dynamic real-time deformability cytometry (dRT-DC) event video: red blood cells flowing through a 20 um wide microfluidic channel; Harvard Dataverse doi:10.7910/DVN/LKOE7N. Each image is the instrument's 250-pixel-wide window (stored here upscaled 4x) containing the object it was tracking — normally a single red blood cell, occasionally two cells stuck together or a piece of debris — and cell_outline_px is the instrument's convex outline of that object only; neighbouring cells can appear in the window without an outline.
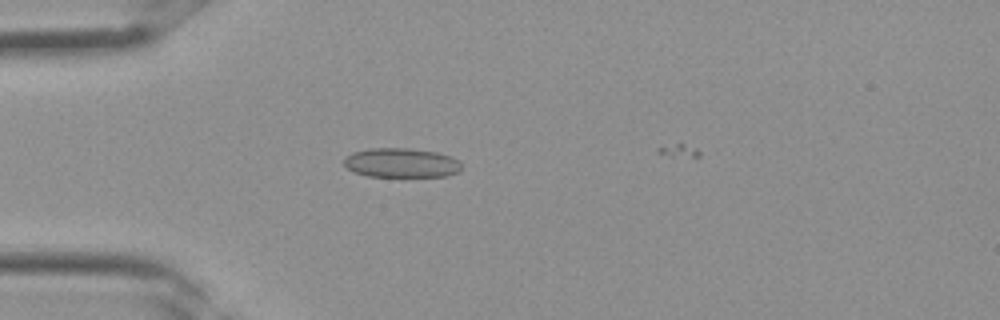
{"species": "Egyptian fruit bat (a non-hibernating species)", "species_latin": "Rousettus aegyptiacus", "temperature_condition": "room temperature", "stored_images_in_passage": 10, "camera_frame_rate_fps": 3000, "um_per_image_px": 0.085, "frame": {"image": 1, "passage_image": 9, "time_ms": 2.667, "image_size_px": [1000, 320], "cell_outline_px": [[460, 172], [444, 176], [368, 176], [352, 172], [344, 164], [344, 156], [352, 152], [372, 148], [408, 148], [436, 152], [460, 160]], "centroid_in_image_um": [34.08, 13.84], "position_along_channel_um": 50.9, "area_um2": 20.11}}